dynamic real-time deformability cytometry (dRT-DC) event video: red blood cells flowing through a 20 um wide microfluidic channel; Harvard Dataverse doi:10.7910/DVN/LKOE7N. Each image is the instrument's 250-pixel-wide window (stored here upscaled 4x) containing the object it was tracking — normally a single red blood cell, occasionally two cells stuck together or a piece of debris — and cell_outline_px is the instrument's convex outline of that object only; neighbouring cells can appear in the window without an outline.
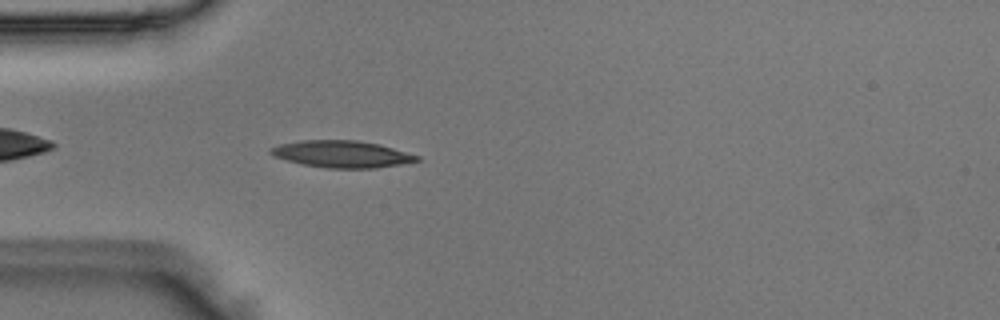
{"species": "Egyptian fruit bat (a non-hibernating species)", "species_latin": "Rousettus aegyptiacus", "temperature_condition": "room temperature", "stored_images_in_passage": 40, "camera_frame_rate_fps": 3000, "um_per_image_px": 0.085, "animal": {"sex": "male"}, "frame": {"image": 1, "passage_image": 4, "time_ms": 1.0, "image_size_px": [1000, 320], "cell_outline_px": [[420, 160], [400, 164], [376, 168], [328, 168], [304, 164], [288, 160], [276, 156], [268, 152], [268, 148], [280, 144], [300, 140], [356, 140], [380, 144], [420, 156]], "centroid_in_image_um": [29.06, 13.09], "position_along_channel_um": 55.9, "area_um2": 22.77}}
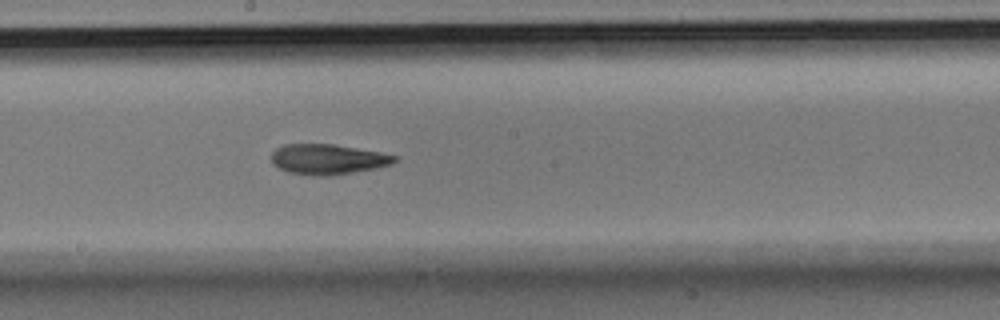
{"frame": {"image": 2, "passage_image": 17, "time_ms": 5.333, "image_size_px": [1000, 320], "cell_outline_px": [[400, 156], [392, 164], [376, 168], [328, 176], [312, 176], [288, 172], [272, 164], [272, 152], [276, 148], [284, 144], [332, 144], [380, 152]], "centroid_in_image_um": [27.86, 13.54], "position_along_channel_um": 220.3, "area_um2": 21.73}}
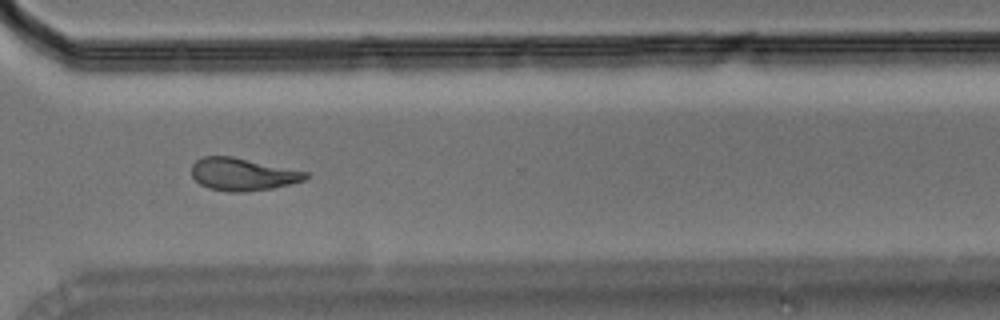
{"frame": {"image": 3, "passage_image": 27, "time_ms": 8.667, "image_size_px": [1000, 320], "cell_outline_px": [[312, 176], [304, 180], [272, 188], [244, 192], [228, 192], [208, 188], [200, 184], [192, 176], [192, 164], [196, 160], [204, 156], [232, 156], [308, 172]], "centroid_in_image_um": [20.62, 14.81], "position_along_channel_um": 350.0, "area_um2": 21.62}}